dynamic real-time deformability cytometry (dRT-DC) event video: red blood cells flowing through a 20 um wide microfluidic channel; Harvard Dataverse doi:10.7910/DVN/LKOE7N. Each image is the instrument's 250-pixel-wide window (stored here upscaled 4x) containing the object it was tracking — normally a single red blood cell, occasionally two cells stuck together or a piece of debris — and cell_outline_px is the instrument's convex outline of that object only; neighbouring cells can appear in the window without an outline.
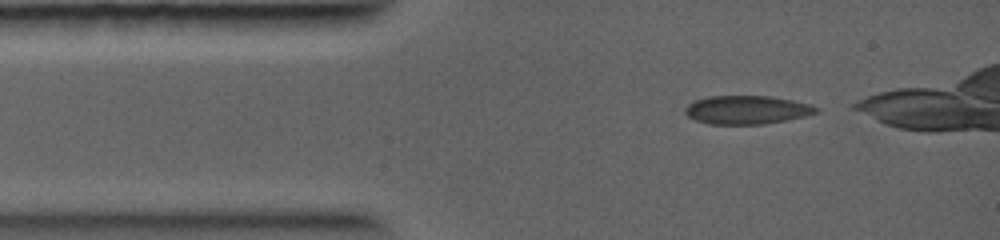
{"species": "common noctule bat (a hibernating species)", "species_latin": "Nyctalus noctula", "temperature_condition": "warm", "stored_images_in_passage": 6, "camera_frame_rate_fps": 5000, "um_per_image_px": 0.085, "animal": {"sex": "female", "body_mass_g": 19.0, "forearm_length_mm": 56.7}, "frame": {"image": 1, "passage_image": 1, "time_ms": 0.0, "image_size_px": [1000, 240], "cell_outline_px": [[820, 112], [804, 116], [764, 124], [708, 124], [696, 120], [688, 116], [684, 112], [684, 108], [688, 104], [696, 100], [708, 96], [772, 96], [792, 100], [808, 104], [820, 108]], "centroid_in_image_um": [63.47, 9.33], "position_along_channel_um": 21.5, "area_um2": 21.73}}